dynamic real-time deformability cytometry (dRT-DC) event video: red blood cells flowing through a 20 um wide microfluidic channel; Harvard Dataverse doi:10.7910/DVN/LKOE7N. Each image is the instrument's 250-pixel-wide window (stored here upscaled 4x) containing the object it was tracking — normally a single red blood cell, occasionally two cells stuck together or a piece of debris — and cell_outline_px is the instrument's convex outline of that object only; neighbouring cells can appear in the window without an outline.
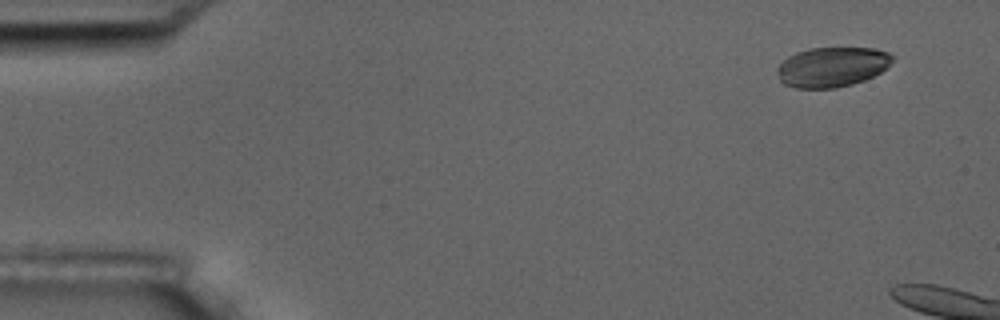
{"species": "common noctule bat (a hibernating species)", "species_latin": "Nyctalus noctula", "temperature_condition": "room temperature", "stored_images_in_passage": 5, "camera_frame_rate_fps": 3000, "um_per_image_px": 0.085, "animal": {"sex": "male", "body_mass_g": 17.5, "forearm_length_mm": 52.3}, "frame": {"image": 1, "passage_image": 1, "time_ms": 0.0, "image_size_px": [1000, 320], "cell_outline_px": [[892, 60], [888, 68], [864, 80], [852, 84], [836, 88], [796, 88], [784, 84], [780, 80], [776, 72], [776, 68], [788, 56], [796, 52], [812, 48], [876, 48], [888, 52], [892, 56]], "centroid_in_image_um": [70.71, 5.69], "position_along_channel_um": 14.3, "area_um2": 26.82}}